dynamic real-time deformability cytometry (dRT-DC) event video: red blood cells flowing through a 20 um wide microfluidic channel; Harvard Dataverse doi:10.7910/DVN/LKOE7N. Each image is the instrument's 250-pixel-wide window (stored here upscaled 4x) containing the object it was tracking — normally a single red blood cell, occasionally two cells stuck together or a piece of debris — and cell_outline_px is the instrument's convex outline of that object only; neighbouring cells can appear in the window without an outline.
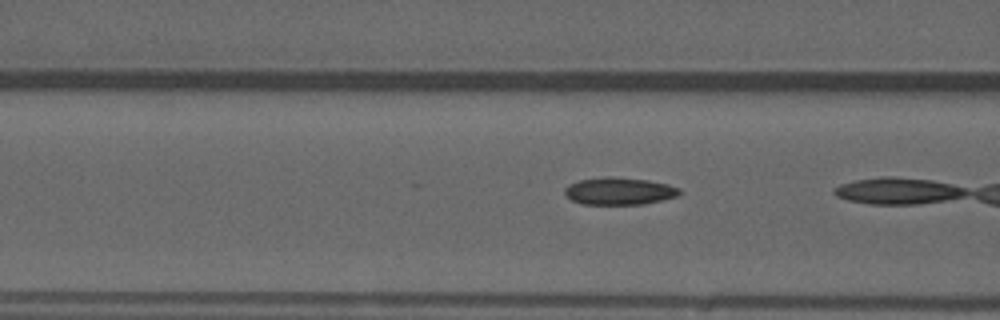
{"species": "common noctule bat (a hibernating species)", "species_latin": "Nyctalus noctula", "temperature_condition": "warm", "stored_images_in_passage": 28, "camera_frame_rate_fps": 3000, "um_per_image_px": 0.085, "animal": {"sex": "male", "forearm_length_mm": 52.5}, "frame": {"image": 1, "passage_image": 18, "time_ms": 5.667, "image_size_px": [1000, 320], "cell_outline_px": [[680, 192], [676, 196], [644, 204], [580, 204], [572, 200], [564, 192], [564, 188], [568, 184], [580, 180], [608, 176], [648, 180], [668, 184], [680, 188]], "centroid_in_image_um": [52.61, 16.24], "position_along_channel_um": 114.0, "area_um2": 18.15}}